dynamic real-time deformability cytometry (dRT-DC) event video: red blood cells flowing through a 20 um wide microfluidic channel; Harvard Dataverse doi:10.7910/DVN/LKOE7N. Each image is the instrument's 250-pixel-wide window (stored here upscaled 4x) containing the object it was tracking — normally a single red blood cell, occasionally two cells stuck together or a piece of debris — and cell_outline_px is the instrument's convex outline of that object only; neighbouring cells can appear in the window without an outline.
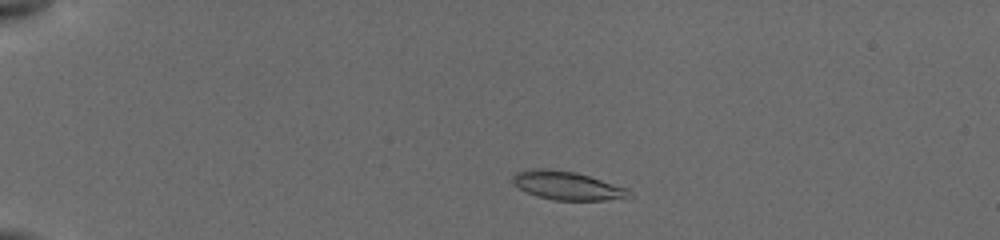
{"species": "common noctule bat (a hibernating species)", "species_latin": "Nyctalus noctula", "temperature_condition": "cold", "stored_images_in_passage": 27, "camera_frame_rate_fps": 3000, "um_per_image_px": 0.085, "animal": {"sex": "female", "body_mass_g": 19.5, "forearm_length_mm": 54.1}, "frame": {"image": 1, "passage_image": 4, "time_ms": 1.333, "image_size_px": [1000, 240], "cell_outline_px": [[636, 196], [632, 200], [552, 200], [536, 196], [520, 188], [512, 180], [512, 176], [516, 172], [532, 168], [548, 168], [576, 172], [628, 188]], "centroid_in_image_um": [48.34, 15.79], "position_along_channel_um": 36.7, "area_um2": 19.83}}
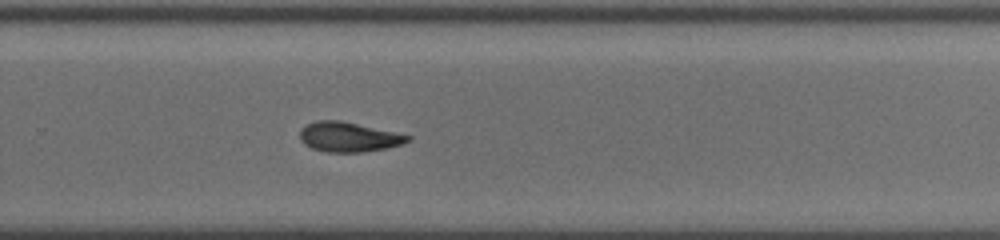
{"frame": {"image": 2, "passage_image": 17, "time_ms": 10.0, "image_size_px": [1000, 240], "cell_outline_px": [[412, 136], [408, 140], [400, 144], [388, 148], [364, 152], [324, 152], [312, 148], [304, 144], [300, 140], [300, 132], [308, 124], [316, 120], [340, 120]], "centroid_in_image_um": [29.61, 11.65], "position_along_channel_um": 300.2, "area_um2": 18.5}}
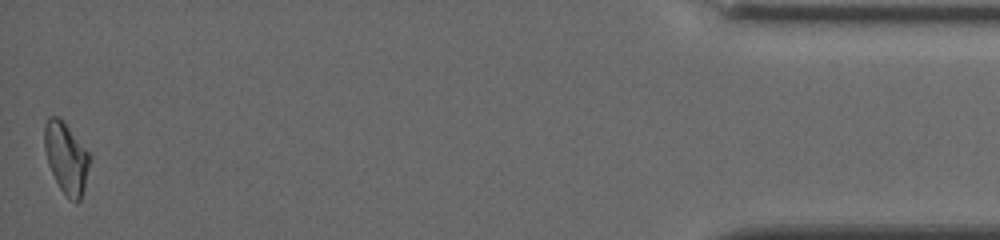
{"frame": {"image": 3, "passage_image": 27, "time_ms": 15.333, "image_size_px": [1000, 240], "cell_outline_px": [[92, 156], [84, 188], [80, 200], [76, 204], [68, 200], [60, 188], [48, 164], [44, 148], [44, 124], [48, 116], [56, 116], [64, 124]], "centroid_in_image_um": [5.63, 13.48], "position_along_channel_um": 429.6, "area_um2": 18.61}, "authors_computed_cell_mechanics": {"area_um2": 19.074, "velocity_mm_per_s": 3.8327, "shape_relaxation_time_tau1_ms": 8.0034, "shape_relaxation_time_tau2_ms": null, "deformation_change_tau1": 0.1769, "deformation_change_tau2": null}}